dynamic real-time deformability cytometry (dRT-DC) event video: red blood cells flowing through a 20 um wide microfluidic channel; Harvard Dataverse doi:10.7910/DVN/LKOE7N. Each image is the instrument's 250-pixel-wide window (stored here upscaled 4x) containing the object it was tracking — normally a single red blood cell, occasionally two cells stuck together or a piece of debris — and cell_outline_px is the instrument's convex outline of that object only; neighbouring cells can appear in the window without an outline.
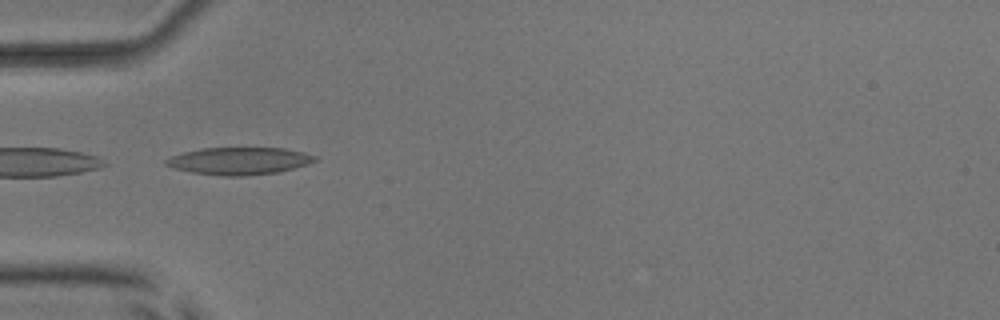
{"species": "common noctule bat (a hibernating species)", "species_latin": "Nyctalus noctula", "temperature_condition": "room temperature", "stored_images_in_passage": 7, "camera_frame_rate_fps": 3000, "um_per_image_px": 0.085, "animal": {"sex": "male", "body_mass_g": 17.9, "forearm_length_mm": 54.2}, "frame": {"image": 1, "passage_image": 5, "time_ms": 4.333, "image_size_px": [1000, 320], "cell_outline_px": [[320, 156], [316, 160], [308, 164], [280, 172], [244, 176], [224, 176], [192, 172], [176, 168], [164, 164], [164, 160], [172, 156], [184, 152], [204, 148], [284, 148], [304, 152]], "centroid_in_image_um": [20.39, 13.68], "position_along_channel_um": 64.6, "area_um2": 23.7}}
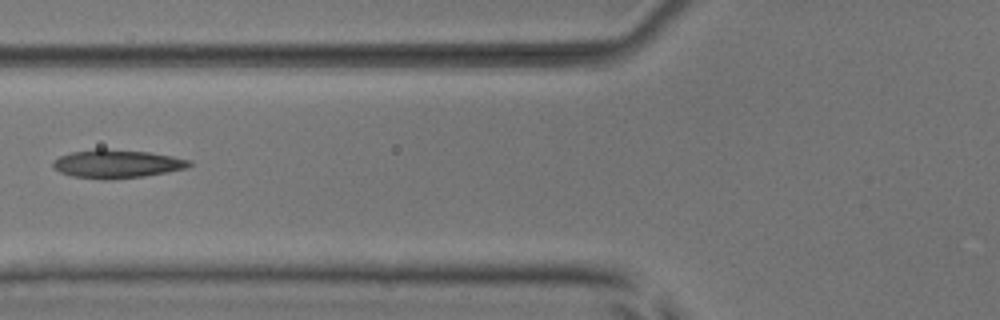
{"frame": {"image": 2, "passage_image": 6, "time_ms": 5.667, "image_size_px": [1000, 320], "cell_outline_px": [[192, 164], [188, 168], [168, 172], [144, 176], [112, 180], [104, 180], [72, 176], [60, 172], [52, 168], [52, 164], [60, 156], [72, 152], [96, 148], [104, 148], [148, 152], [172, 156], [192, 160]], "centroid_in_image_um": [9.96, 13.93], "position_along_channel_um": 115.8, "area_um2": 22.77}}
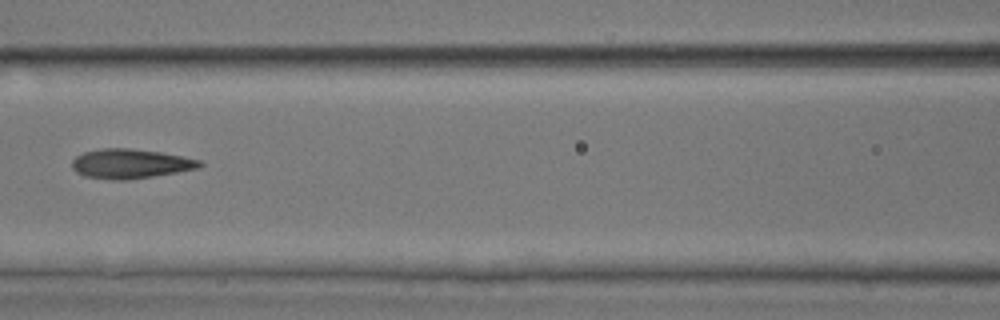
{"frame": {"image": 3, "passage_image": 7, "time_ms": 6.667, "image_size_px": [1000, 320], "cell_outline_px": [[204, 164], [200, 168], [128, 180], [112, 180], [84, 176], [76, 172], [72, 168], [72, 160], [76, 156], [84, 152], [104, 148], [128, 148], [160, 152], [200, 160]], "centroid_in_image_um": [11.06, 13.92], "position_along_channel_um": 155.5, "area_um2": 21.85}}